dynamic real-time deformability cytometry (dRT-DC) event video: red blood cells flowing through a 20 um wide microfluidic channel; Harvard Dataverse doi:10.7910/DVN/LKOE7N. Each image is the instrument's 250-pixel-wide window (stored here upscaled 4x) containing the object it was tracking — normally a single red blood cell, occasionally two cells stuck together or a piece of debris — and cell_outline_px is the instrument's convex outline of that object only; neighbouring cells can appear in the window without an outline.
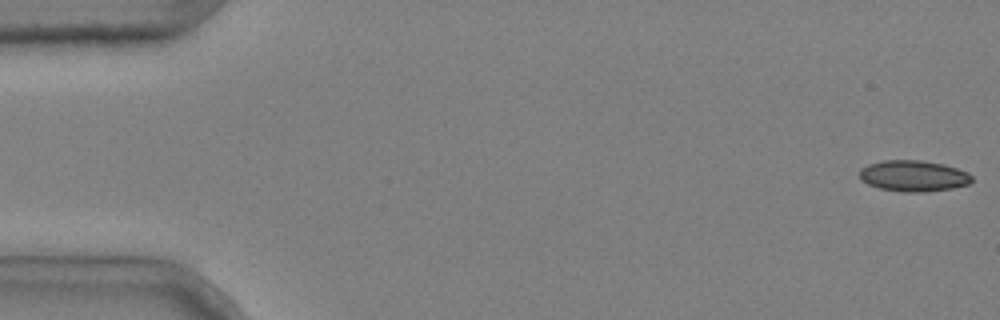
{"species": "common noctule bat (a hibernating species)", "species_latin": "Nyctalus noctula", "temperature_condition": "cold", "stored_images_in_passage": 4, "camera_frame_rate_fps": 3000, "um_per_image_px": 0.085, "animal": {"sex": "male", "body_mass_g": 20.4}, "frame": {"image": 1, "passage_image": 1, "time_ms": 0.0, "image_size_px": [1000, 320], "cell_outline_px": [[972, 180], [968, 184], [952, 188], [920, 192], [904, 192], [880, 188], [868, 184], [860, 180], [860, 168], [868, 164], [884, 160], [920, 160], [944, 164], [968, 172], [972, 176]], "centroid_in_image_um": [77.63, 14.94], "position_along_channel_um": 7.4, "area_um2": 20.29}}
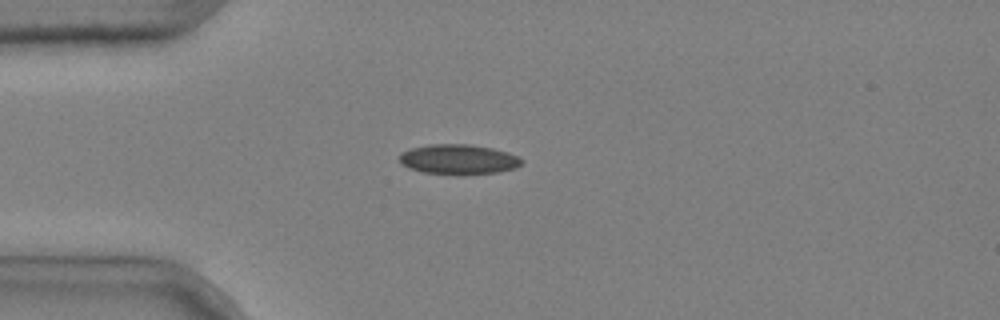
{"frame": {"image": 2, "passage_image": 4, "time_ms": 1.0, "image_size_px": [1000, 320], "cell_outline_px": [[524, 160], [516, 168], [496, 172], [456, 176], [424, 172], [408, 168], [400, 164], [400, 152], [412, 148], [428, 144], [472, 144], [492, 148], [508, 152], [520, 156]], "centroid_in_image_um": [38.97, 13.55], "position_along_channel_um": 46.0, "area_um2": 21.79}}